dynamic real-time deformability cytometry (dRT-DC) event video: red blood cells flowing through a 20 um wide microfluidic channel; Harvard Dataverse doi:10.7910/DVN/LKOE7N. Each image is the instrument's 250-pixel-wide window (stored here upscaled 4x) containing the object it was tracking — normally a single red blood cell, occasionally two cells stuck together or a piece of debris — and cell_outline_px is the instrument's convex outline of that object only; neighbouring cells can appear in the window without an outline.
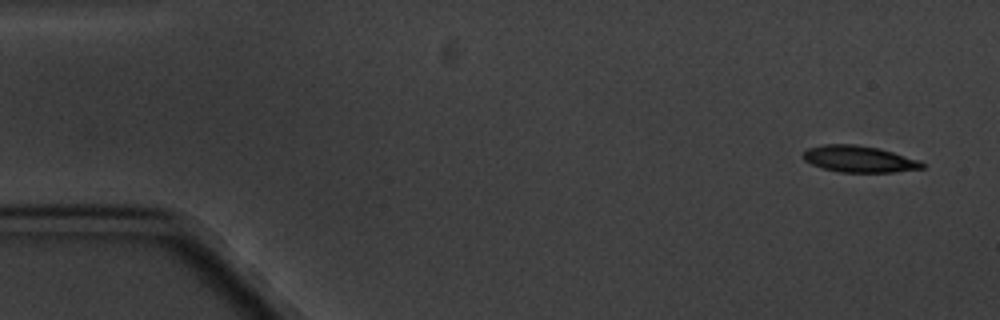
{"species": "common noctule bat (a hibernating species)", "species_latin": "Nyctalus noctula", "temperature_condition": "cold", "stored_images_in_passage": 6, "camera_frame_rate_fps": 3000, "um_per_image_px": 0.085, "animal": {"sex": "male", "body_mass_g": 20.1, "forearm_length_mm": 53.5}, "frame": {"image": 1, "passage_image": 1, "time_ms": 0.0, "image_size_px": [1000, 320], "cell_outline_px": [[924, 168], [892, 172], [840, 172], [820, 168], [804, 160], [804, 152], [808, 148], [820, 144], [856, 144], [880, 148], [920, 160], [924, 164]], "centroid_in_image_um": [73.02, 13.51], "position_along_channel_um": 12.0, "area_um2": 18.5}}